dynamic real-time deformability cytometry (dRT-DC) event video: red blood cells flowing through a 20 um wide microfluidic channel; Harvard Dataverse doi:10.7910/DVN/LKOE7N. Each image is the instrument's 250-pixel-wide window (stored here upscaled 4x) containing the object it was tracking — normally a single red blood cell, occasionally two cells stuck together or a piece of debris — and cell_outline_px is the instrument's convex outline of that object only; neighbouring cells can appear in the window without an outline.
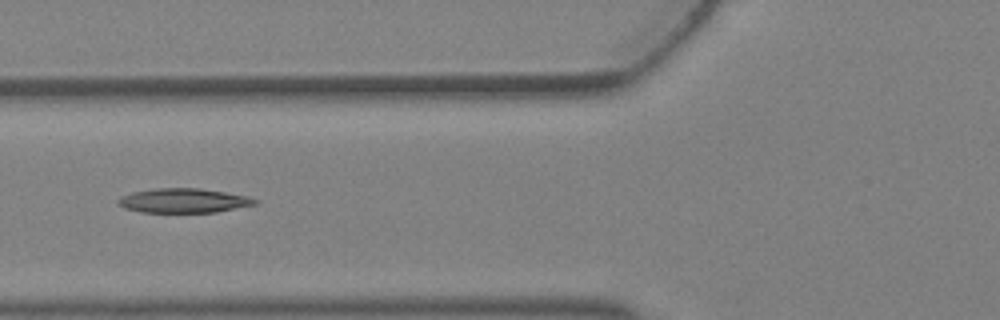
{"species": "Egyptian fruit bat (a non-hibernating species)", "species_latin": "Rousettus aegyptiacus", "temperature_condition": "warm", "stored_images_in_passage": 3, "camera_frame_rate_fps": 3000, "um_per_image_px": 0.085, "animal": {"sex": "female"}, "frame": {"image": 1, "passage_image": 3, "time_ms": 0.667, "image_size_px": [1000, 320], "cell_outline_px": [[260, 200], [256, 204], [216, 212], [140, 212], [124, 208], [116, 204], [116, 200], [120, 196], [132, 192], [156, 188], [200, 188], [248, 196]], "centroid_in_image_um": [15.57, 17.05], "position_along_channel_um": 110.2, "area_um2": 19.54}}